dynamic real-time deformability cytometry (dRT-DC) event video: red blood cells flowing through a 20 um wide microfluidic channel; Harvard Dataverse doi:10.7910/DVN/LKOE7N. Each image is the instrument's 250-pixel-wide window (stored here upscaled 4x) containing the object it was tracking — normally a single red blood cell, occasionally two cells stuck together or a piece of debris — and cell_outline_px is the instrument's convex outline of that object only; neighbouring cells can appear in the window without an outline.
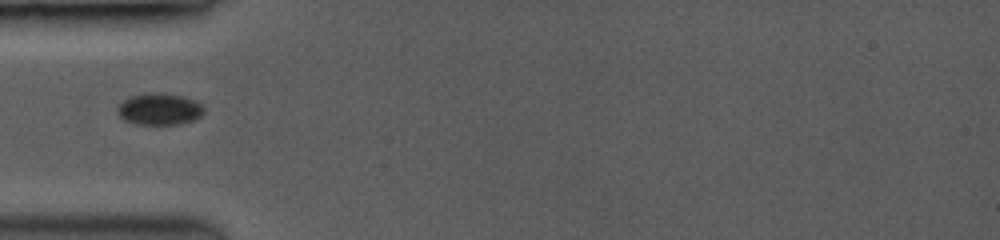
{"species": "common noctule bat (a hibernating species)", "species_latin": "Nyctalus noctula", "temperature_condition": "room temperature", "stored_images_in_passage": 37, "camera_frame_rate_fps": 3500, "um_per_image_px": 0.085, "animal": {"sex": "female", "body_mass_g": 19.0, "forearm_length_mm": 53.3}, "frame": {"image": 1, "passage_image": 1, "time_ms": 0.0, "image_size_px": [1000, 240], "cell_outline_px": [[204, 112], [200, 116], [192, 120], [180, 124], [136, 124], [124, 120], [120, 116], [120, 104], [124, 100], [132, 96], [180, 96], [192, 100], [200, 104], [204, 108]], "centroid_in_image_um": [13.58, 9.35], "position_along_channel_um": 71.4, "area_um2": 14.74}}
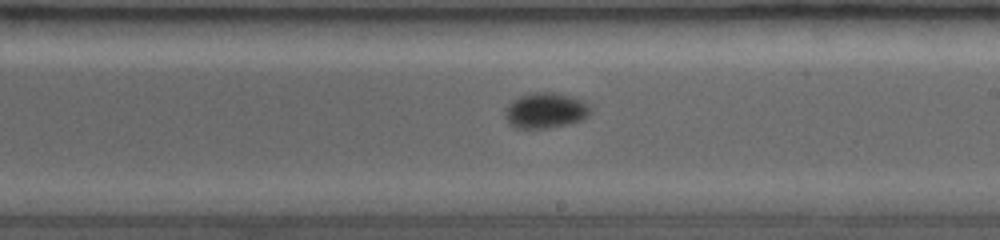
{"frame": {"image": 2, "passage_image": 23, "time_ms": 4.286, "image_size_px": [1000, 240], "cell_outline_px": [[588, 112], [580, 120], [564, 124], [544, 128], [516, 128], [508, 124], [508, 108], [516, 100], [524, 96], [544, 92], [552, 92], [576, 100], [584, 104], [588, 108]], "centroid_in_image_um": [46.32, 9.43], "position_along_channel_um": 242.7, "area_um2": 16.01}}
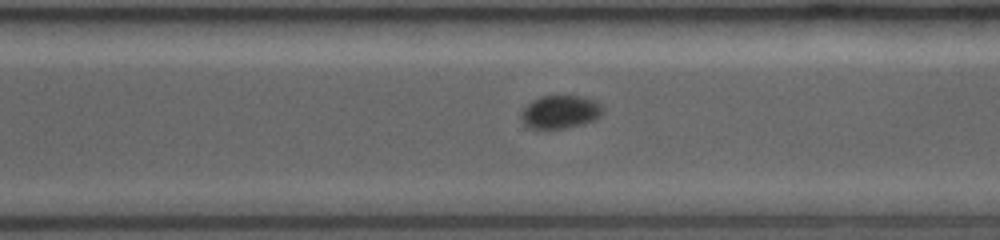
{"frame": {"image": 3, "passage_image": 33, "time_ms": 6.286, "image_size_px": [1000, 240], "cell_outline_px": [[604, 112], [596, 120], [584, 124], [568, 128], [528, 128], [520, 120], [520, 112], [532, 100], [540, 96], [584, 96], [600, 104], [604, 108]], "centroid_in_image_um": [47.62, 9.52], "position_along_channel_um": 323.0, "area_um2": 16.01}}